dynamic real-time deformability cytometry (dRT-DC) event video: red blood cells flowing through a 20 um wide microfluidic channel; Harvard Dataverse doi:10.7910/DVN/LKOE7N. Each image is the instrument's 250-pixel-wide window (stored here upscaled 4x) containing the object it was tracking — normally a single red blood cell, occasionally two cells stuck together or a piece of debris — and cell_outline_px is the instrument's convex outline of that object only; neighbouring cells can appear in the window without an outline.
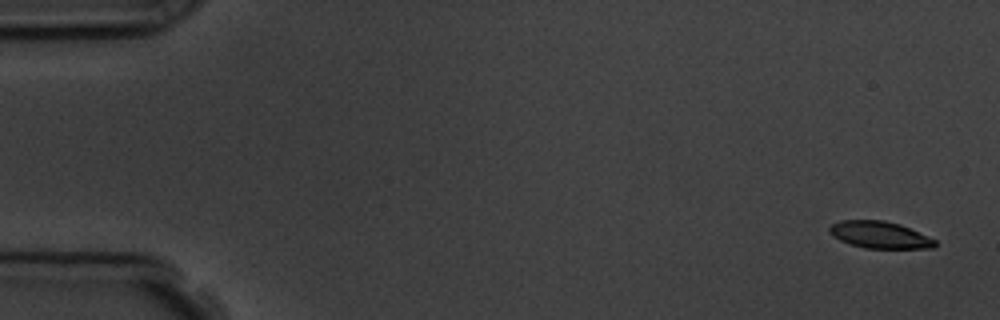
{"species": "common noctule bat (a hibernating species)", "species_latin": "Nyctalus noctula", "temperature_condition": "room temperature", "stored_images_in_passage": 5, "camera_frame_rate_fps": 3000, "um_per_image_px": 0.085, "animal": {"sex": "male", "body_mass_g": 19.5, "forearm_length_mm": 54.6}, "frame": {"image": 1, "passage_image": 1, "time_ms": 0.0, "image_size_px": [1000, 320], "cell_outline_px": [[936, 244], [932, 248], [864, 248], [840, 240], [832, 236], [828, 228], [832, 224], [840, 220], [884, 220], [900, 224], [936, 240]], "centroid_in_image_um": [74.75, 19.95], "position_along_channel_um": 10.2, "area_um2": 16.42}}
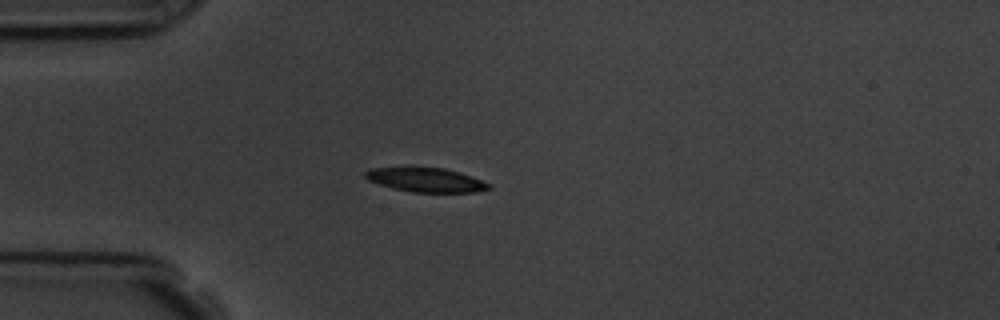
{"frame": {"image": 2, "passage_image": 5, "time_ms": 4.333, "image_size_px": [1000, 320], "cell_outline_px": [[492, 188], [476, 192], [412, 192], [392, 188], [368, 180], [364, 176], [364, 172], [372, 168], [444, 168], [460, 172], [492, 184]], "centroid_in_image_um": [36.24, 15.3], "position_along_channel_um": 48.8, "area_um2": 17.22}}